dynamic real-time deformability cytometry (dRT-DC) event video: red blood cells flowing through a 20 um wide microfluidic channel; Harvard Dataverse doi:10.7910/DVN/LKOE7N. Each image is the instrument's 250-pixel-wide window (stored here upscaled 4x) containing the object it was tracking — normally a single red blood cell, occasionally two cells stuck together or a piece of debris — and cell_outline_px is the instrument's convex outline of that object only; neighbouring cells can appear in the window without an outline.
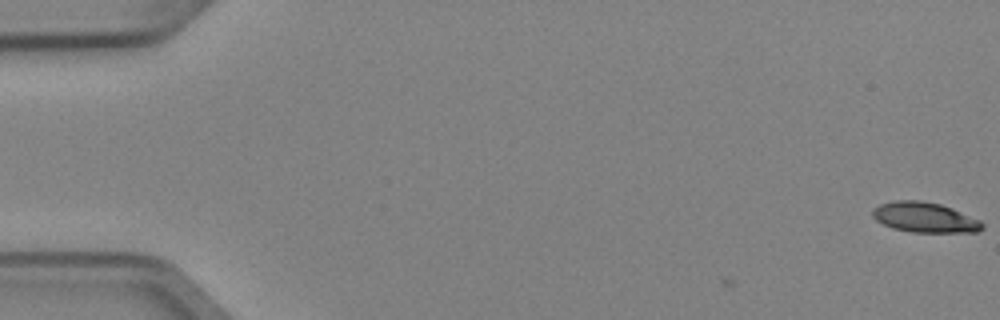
{"species": "Egyptian fruit bat (a non-hibernating species)", "species_latin": "Rousettus aegyptiacus", "temperature_condition": "cold", "stored_images_in_passage": 4, "camera_frame_rate_fps": 3000, "um_per_image_px": 0.085, "animal": {"sex": "female"}, "frame": {"image": 1, "passage_image": 1, "time_ms": 0.0, "image_size_px": [1000, 320], "cell_outline_px": [[984, 228], [980, 232], [912, 232], [892, 228], [876, 220], [872, 216], [872, 208], [880, 204], [896, 200], [920, 200], [940, 204], [952, 208], [980, 220], [984, 224]], "centroid_in_image_um": [78.61, 18.48], "position_along_channel_um": 6.4, "area_um2": 19.36}}